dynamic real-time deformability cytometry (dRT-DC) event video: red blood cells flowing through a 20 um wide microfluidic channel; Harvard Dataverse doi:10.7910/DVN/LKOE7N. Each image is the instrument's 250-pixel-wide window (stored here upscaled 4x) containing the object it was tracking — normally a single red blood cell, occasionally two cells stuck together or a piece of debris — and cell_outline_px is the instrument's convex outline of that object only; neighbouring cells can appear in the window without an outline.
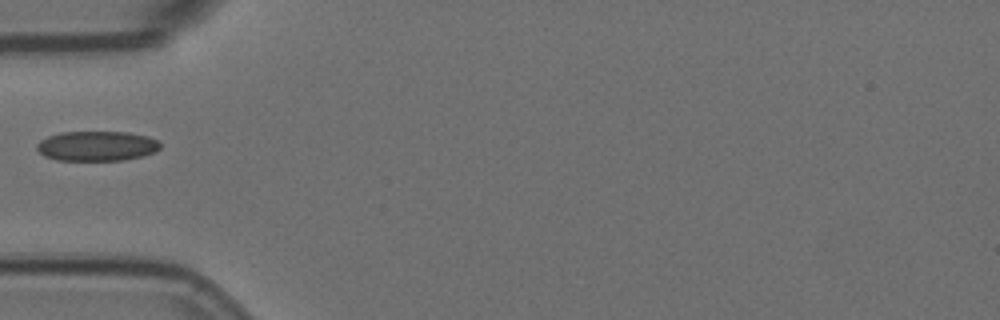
{"species": "Egyptian fruit bat (a non-hibernating species)", "species_latin": "Rousettus aegyptiacus", "temperature_condition": "room temperature", "stored_images_in_passage": 7, "camera_frame_rate_fps": 3000, "um_per_image_px": 0.085, "animal": {"sex": "female"}, "frame": {"image": 1, "passage_image": 7, "time_ms": 2.0, "image_size_px": [1000, 320], "cell_outline_px": [[160, 148], [156, 152], [144, 156], [124, 160], [56, 160], [44, 156], [36, 148], [36, 144], [40, 140], [48, 136], [60, 132], [128, 132], [148, 136], [160, 140]], "centroid_in_image_um": [8.26, 12.41], "position_along_channel_um": 76.7, "area_um2": 21.73}}